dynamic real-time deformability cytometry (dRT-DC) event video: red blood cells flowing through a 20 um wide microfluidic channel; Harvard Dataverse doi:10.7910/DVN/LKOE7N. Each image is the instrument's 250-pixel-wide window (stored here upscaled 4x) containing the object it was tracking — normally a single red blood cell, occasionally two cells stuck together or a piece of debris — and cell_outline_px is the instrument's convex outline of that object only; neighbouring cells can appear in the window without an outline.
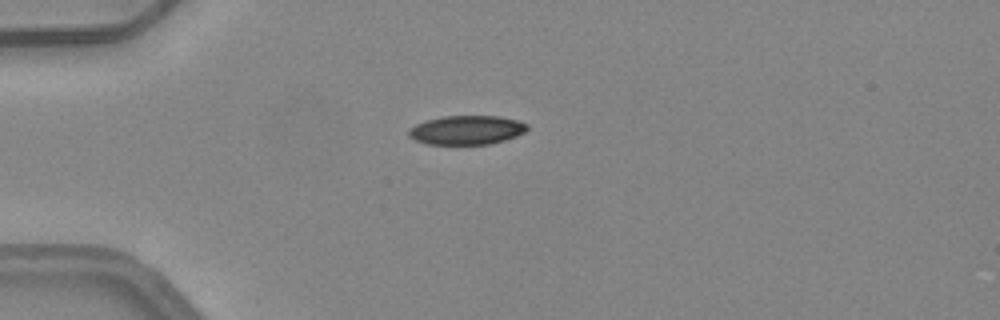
{"species": "common noctule bat (a hibernating species)", "species_latin": "Nyctalus noctula", "temperature_condition": "warm", "stored_images_in_passage": 38, "camera_frame_rate_fps": 3000, "um_per_image_px": 0.085, "animal": {"sex": "female", "body_mass_g": 24.6, "forearm_length_mm": 56.2}, "frame": {"image": 1, "passage_image": 2, "time_ms": 0.333, "image_size_px": [1000, 320], "cell_outline_px": [[528, 128], [524, 132], [516, 136], [504, 140], [488, 144], [428, 144], [416, 140], [408, 136], [408, 128], [424, 120], [444, 116], [500, 116], [516, 120], [528, 124]], "centroid_in_image_um": [39.64, 11.04], "position_along_channel_um": 45.4, "area_um2": 20.06}}
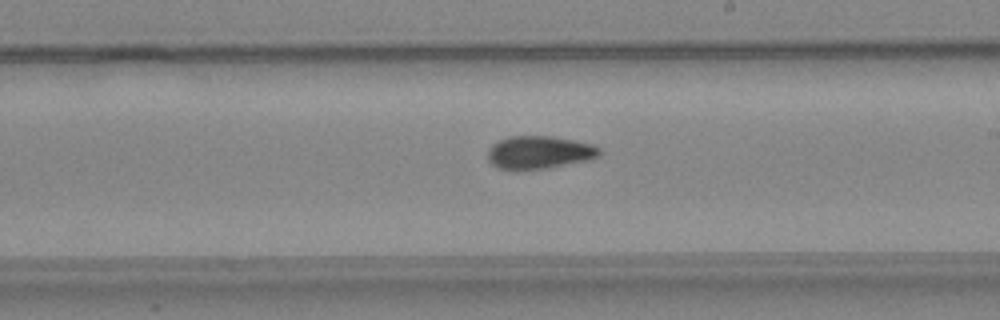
{"frame": {"image": 2, "passage_image": 18, "time_ms": 5.667, "image_size_px": [1000, 320], "cell_outline_px": [[600, 156], [588, 160], [548, 168], [516, 172], [496, 168], [488, 160], [488, 148], [492, 144], [500, 140], [512, 136], [552, 136], [592, 144], [600, 148]], "centroid_in_image_um": [45.79, 12.99], "position_along_channel_um": 243.2, "area_um2": 21.85}}
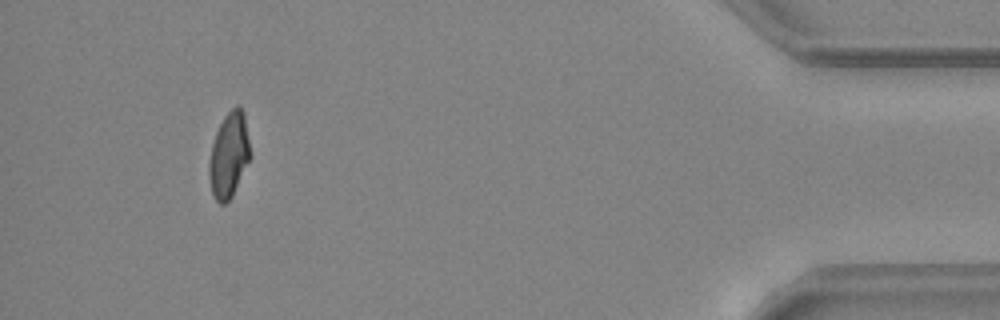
{"frame": {"image": 3, "passage_image": 35, "time_ms": 11.333, "image_size_px": [1000, 320], "cell_outline_px": [[252, 156], [232, 196], [224, 204], [220, 204], [216, 200], [212, 192], [208, 176], [208, 164], [212, 144], [216, 132], [224, 116], [236, 104], [244, 112]], "centroid_in_image_um": [19.47, 13.18], "position_along_channel_um": 415.7, "area_um2": 20.58}, "authors_computed_cell_mechanics": {"area_um2": 21.097, "velocity_mm_per_s": 4.1769, "shape_relaxation_time_tau1_ms": 10.5712, "shape_relaxation_time_tau2_ms": 2.3758, "deformation_change_tau1": 0.2498, "deformation_change_tau2": 0.0691}}